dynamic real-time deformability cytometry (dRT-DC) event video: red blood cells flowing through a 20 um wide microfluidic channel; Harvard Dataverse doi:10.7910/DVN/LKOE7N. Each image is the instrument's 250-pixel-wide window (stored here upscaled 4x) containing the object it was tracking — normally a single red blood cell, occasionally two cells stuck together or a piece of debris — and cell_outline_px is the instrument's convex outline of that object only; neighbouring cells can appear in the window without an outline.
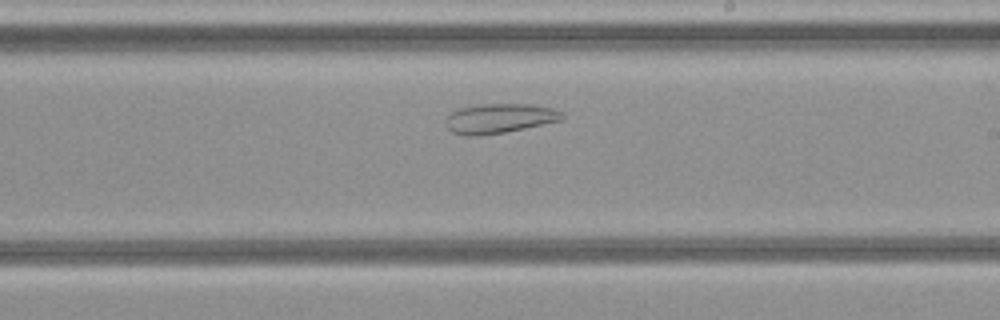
{"species": "common noctule bat (a hibernating species)", "species_latin": "Nyctalus noctula", "temperature_condition": "cold", "stored_images_in_passage": 23, "camera_frame_rate_fps": 3000, "um_per_image_px": 0.085, "animal": {"sex": "female", "body_mass_g": 21.9}, "frame": {"image": 1, "passage_image": 14, "time_ms": 4.333, "image_size_px": [1000, 320], "cell_outline_px": [[564, 116], [560, 120], [524, 128], [504, 132], [480, 136], [464, 136], [452, 132], [444, 124], [444, 120], [452, 112], [460, 108], [476, 104], [532, 104], [552, 108], [560, 112]], "centroid_in_image_um": [42.38, 10.07], "position_along_channel_um": 246.6, "area_um2": 20.06}}
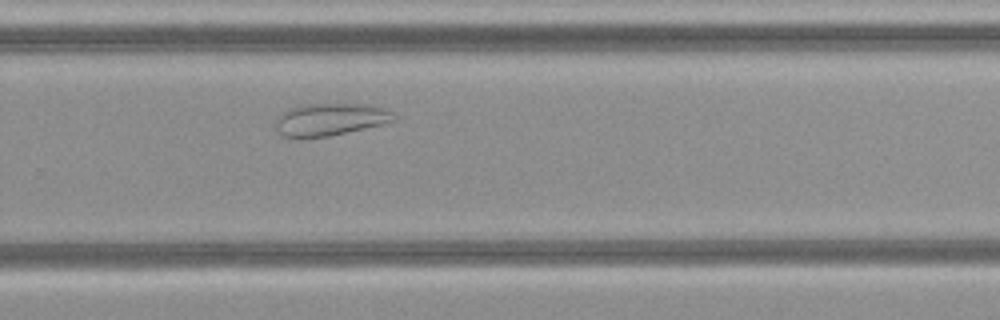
{"frame": {"image": 2, "passage_image": 17, "time_ms": 5.333, "image_size_px": [1000, 320], "cell_outline_px": [[396, 120], [384, 124], [328, 136], [284, 136], [276, 128], [276, 116], [288, 108], [300, 104], [364, 104], [384, 108], [392, 112], [396, 116]], "centroid_in_image_um": [28.08, 10.12], "position_along_channel_um": 301.7, "area_um2": 22.08}}